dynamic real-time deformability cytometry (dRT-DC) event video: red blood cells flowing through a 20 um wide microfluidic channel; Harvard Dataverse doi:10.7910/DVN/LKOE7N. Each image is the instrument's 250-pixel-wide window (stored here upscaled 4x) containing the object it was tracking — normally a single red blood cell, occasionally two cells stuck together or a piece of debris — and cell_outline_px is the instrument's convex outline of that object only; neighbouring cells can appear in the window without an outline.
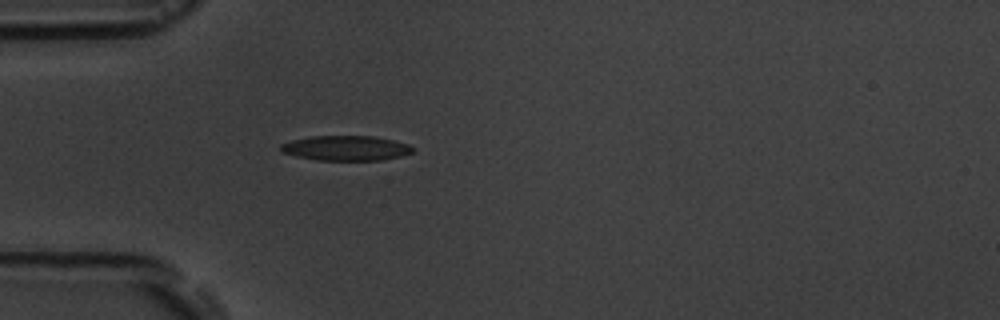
{"species": "common noctule bat (a hibernating species)", "species_latin": "Nyctalus noctula", "temperature_condition": "room temperature", "stored_images_in_passage": 3, "camera_frame_rate_fps": 3000, "um_per_image_px": 0.085, "animal": {"sex": "male", "body_mass_g": 19.5, "forearm_length_mm": 54.6}, "frame": {"image": 1, "passage_image": 3, "time_ms": 2.333, "image_size_px": [1000, 320], "cell_outline_px": [[416, 148], [412, 152], [400, 156], [384, 160], [316, 160], [296, 156], [280, 152], [280, 144], [292, 140], [308, 136], [372, 136], [392, 140], [408, 144]], "centroid_in_image_um": [29.38, 12.59], "position_along_channel_um": 55.6, "area_um2": 19.25}}